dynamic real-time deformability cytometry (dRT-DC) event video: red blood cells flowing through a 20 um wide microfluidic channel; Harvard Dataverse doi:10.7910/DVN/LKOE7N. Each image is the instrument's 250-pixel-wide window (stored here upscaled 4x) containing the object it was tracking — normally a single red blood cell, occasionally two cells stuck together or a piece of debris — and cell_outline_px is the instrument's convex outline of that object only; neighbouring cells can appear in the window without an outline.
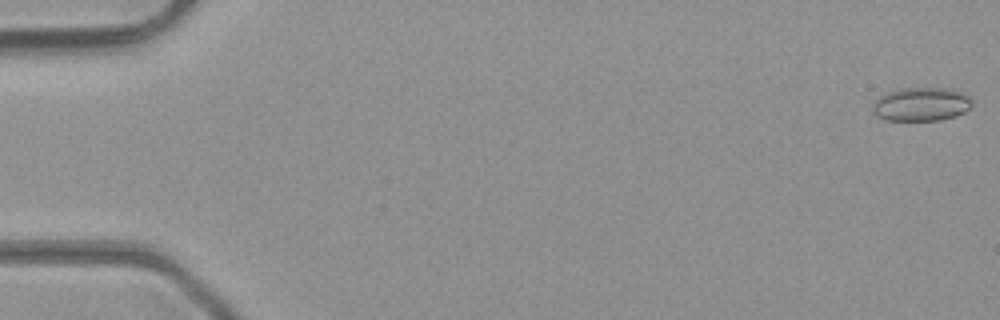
{"species": "common noctule bat (a hibernating species)", "species_latin": "Nyctalus noctula", "temperature_condition": "room temperature", "stored_images_in_passage": 48, "camera_frame_rate_fps": 3000, "um_per_image_px": 0.085, "animal": {"sex": "male", "body_mass_g": 23.1, "forearm_length_mm": 52.7}, "frame": {"image": 1, "passage_image": 1, "time_ms": 0.0, "image_size_px": [1000, 320], "cell_outline_px": [[972, 104], [964, 112], [956, 116], [940, 120], [884, 120], [876, 116], [872, 112], [872, 104], [880, 96], [888, 92], [900, 88], [952, 88], [968, 96], [972, 100]], "centroid_in_image_um": [78.28, 8.86], "position_along_channel_um": 6.7, "area_um2": 19.59}}
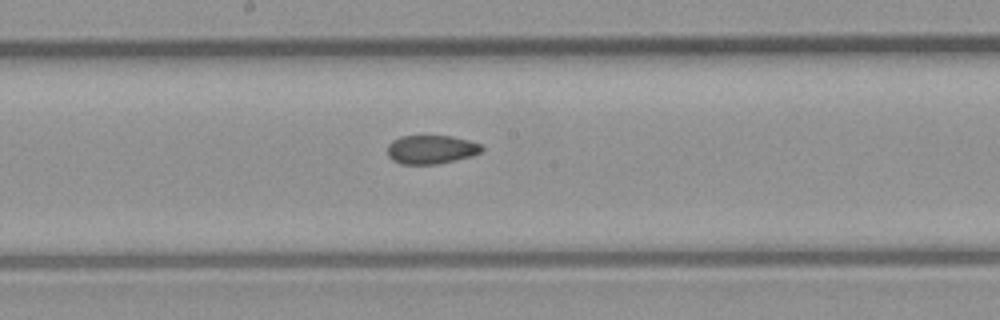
{"frame": {"image": 2, "passage_image": 26, "time_ms": 8.333, "image_size_px": [1000, 320], "cell_outline_px": [[484, 148], [480, 152], [472, 156], [436, 164], [400, 164], [392, 160], [388, 156], [388, 144], [392, 140], [400, 136], [452, 136], [468, 140], [480, 144]], "centroid_in_image_um": [36.62, 12.7], "position_along_channel_um": 211.6, "area_um2": 15.78}}
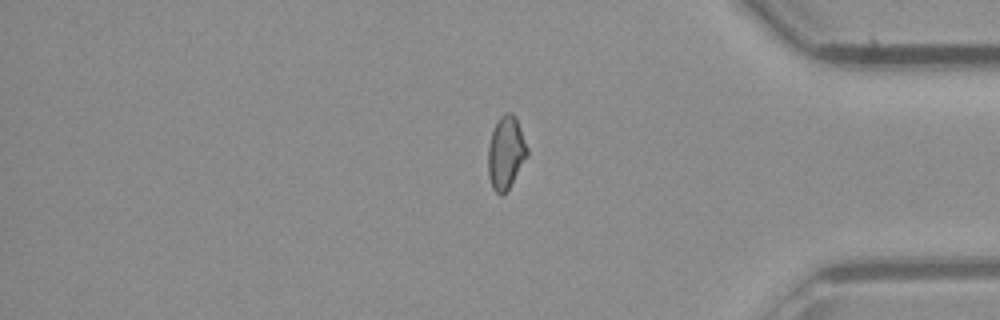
{"frame": {"image": 3, "passage_image": 40, "time_ms": 13.0, "image_size_px": [1000, 320], "cell_outline_px": [[528, 156], [508, 188], [500, 196], [492, 188], [488, 176], [488, 148], [492, 132], [500, 116], [504, 112], [512, 112], [516, 116], [528, 148]], "centroid_in_image_um": [43.0, 12.95], "position_along_channel_um": 392.2, "area_um2": 16.59}, "authors_computed_cell_mechanics": {"area_um2": 16.8198, "velocity_mm_per_s": 4.3832, "shape_relaxation_time_tau1_ms": null, "shape_relaxation_time_tau2_ms": 3.0097, "deformation_change_tau1": null, "deformation_change_tau2": 0.0691}}